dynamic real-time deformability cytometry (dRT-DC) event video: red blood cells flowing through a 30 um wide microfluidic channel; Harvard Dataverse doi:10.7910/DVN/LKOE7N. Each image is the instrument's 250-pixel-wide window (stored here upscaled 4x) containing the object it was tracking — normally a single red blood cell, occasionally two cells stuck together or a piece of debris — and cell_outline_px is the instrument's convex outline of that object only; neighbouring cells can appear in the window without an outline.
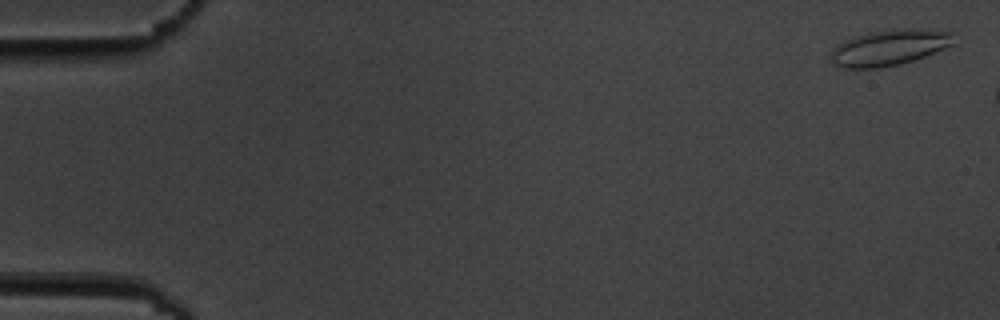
{"species": "common noctule bat (a hibernating species)", "species_latin": "Nyctalus noctula", "temperature_condition": "cold", "stored_images_in_passage": 3, "camera_frame_rate_fps": 3000, "um_per_image_px": 0.085, "animal": {"sex": "male", "body_mass_g": 19.5, "forearm_length_mm": 54.6}, "frame": {"image": 1, "passage_image": 1, "time_ms": 0.0, "image_size_px": [1000, 320], "cell_outline_px": [[952, 44], [924, 56], [900, 64], [876, 68], [836, 68], [832, 64], [832, 52], [836, 44], [852, 36], [868, 32], [904, 28], [920, 28], [952, 32]], "centroid_in_image_um": [75.51, 4.04], "position_along_channel_um": 9.5, "area_um2": 25.61}}